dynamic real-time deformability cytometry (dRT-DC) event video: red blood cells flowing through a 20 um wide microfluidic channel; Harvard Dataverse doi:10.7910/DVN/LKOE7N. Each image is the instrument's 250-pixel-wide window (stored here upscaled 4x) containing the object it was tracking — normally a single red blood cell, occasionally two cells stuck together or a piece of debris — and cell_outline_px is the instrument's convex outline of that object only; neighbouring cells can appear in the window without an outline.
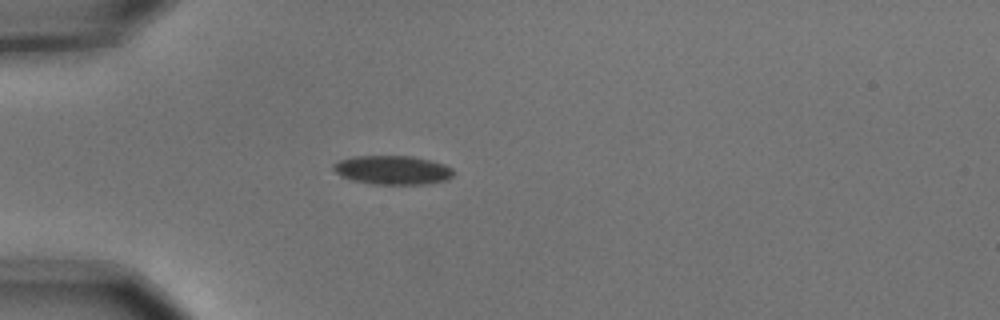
{"species": "common noctule bat (a hibernating species)", "species_latin": "Nyctalus noctula", "temperature_condition": "cold", "stored_images_in_passage": 4, "camera_frame_rate_fps": 3000, "um_per_image_px": 0.085, "animal": {"sex": "male", "body_mass_g": 15.6}, "frame": {"image": 1, "passage_image": 3, "time_ms": 0.667, "image_size_px": [1000, 320], "cell_outline_px": [[452, 176], [448, 180], [428, 184], [372, 184], [352, 180], [340, 176], [332, 168], [332, 164], [340, 160], [352, 156], [412, 156], [444, 164], [452, 168]], "centroid_in_image_um": [33.34, 14.46], "position_along_channel_um": 51.7, "area_um2": 20.29}}